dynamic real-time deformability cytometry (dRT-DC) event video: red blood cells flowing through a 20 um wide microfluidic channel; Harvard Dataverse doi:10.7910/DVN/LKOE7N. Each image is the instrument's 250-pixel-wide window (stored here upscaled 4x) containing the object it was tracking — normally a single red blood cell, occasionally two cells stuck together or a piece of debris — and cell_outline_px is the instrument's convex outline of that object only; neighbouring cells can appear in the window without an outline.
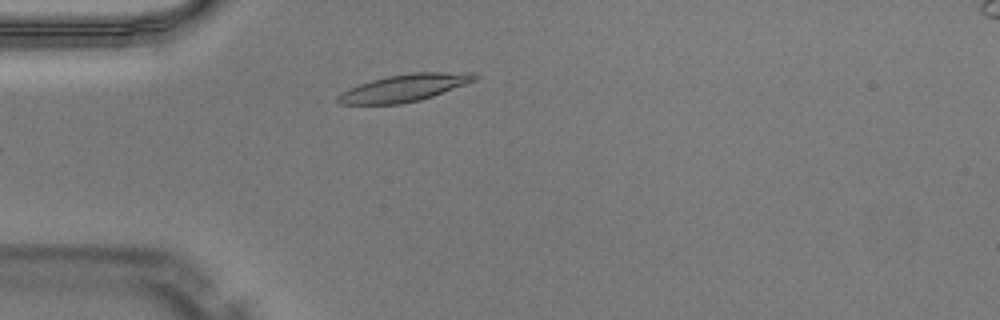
{"species": "Egyptian fruit bat (a non-hibernating species)", "species_latin": "Rousettus aegyptiacus", "temperature_condition": "warm", "stored_images_in_passage": 34, "camera_frame_rate_fps": 3000, "um_per_image_px": 0.085, "animal": {"sex": "male"}, "frame": {"image": 1, "passage_image": 1, "time_ms": 0.0, "image_size_px": [1000, 320], "cell_outline_px": [[480, 76], [476, 80], [432, 96], [420, 100], [400, 104], [340, 104], [336, 100], [336, 96], [340, 92], [348, 88], [372, 80], [388, 76], [412, 72], [472, 72]], "centroid_in_image_um": [34.36, 7.46], "position_along_channel_um": 50.6, "area_um2": 21.68}}
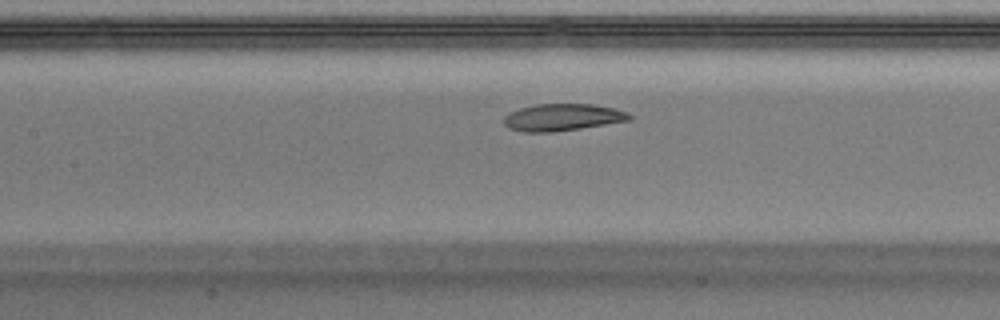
{"frame": {"image": 2, "passage_image": 10, "time_ms": 3.0, "image_size_px": [1000, 320], "cell_outline_px": [[632, 120], [580, 128], [552, 132], [524, 132], [508, 128], [504, 124], [504, 116], [508, 112], [520, 108], [536, 104], [592, 104], [612, 108], [628, 112], [632, 116]], "centroid_in_image_um": [47.79, 9.97], "position_along_channel_um": 159.6, "area_um2": 19.77}}
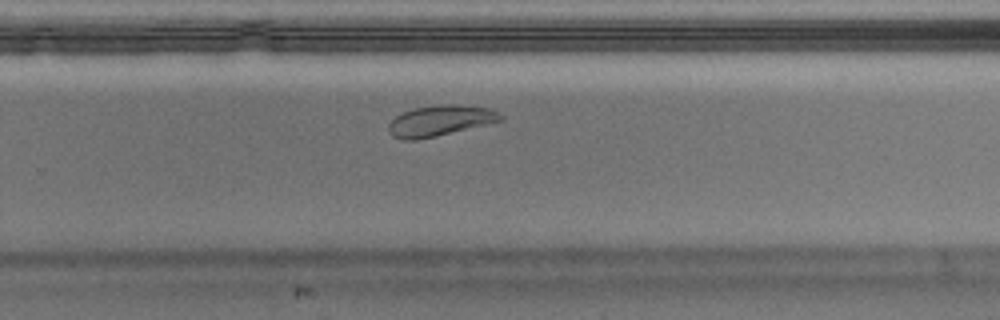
{"frame": {"image": 3, "passage_image": 20, "time_ms": 6.333, "image_size_px": [1000, 320], "cell_outline_px": [[504, 120], [436, 136], [416, 140], [404, 140], [392, 136], [388, 132], [388, 124], [396, 116], [412, 108], [440, 104], [460, 104], [488, 108], [504, 116]], "centroid_in_image_um": [37.39, 10.25], "position_along_channel_um": 292.4, "area_um2": 20.06}, "authors_computed_cell_mechanics": {"area_um2": 20.6057, "velocity_mm_per_s": 3.9982, "shape_relaxation_time_tau1_ms": 2.8504, "shape_relaxation_time_tau2_ms": 3.5907, "deformation_change_tau1": 0.1297, "deformation_change_tau2": 0.063}}